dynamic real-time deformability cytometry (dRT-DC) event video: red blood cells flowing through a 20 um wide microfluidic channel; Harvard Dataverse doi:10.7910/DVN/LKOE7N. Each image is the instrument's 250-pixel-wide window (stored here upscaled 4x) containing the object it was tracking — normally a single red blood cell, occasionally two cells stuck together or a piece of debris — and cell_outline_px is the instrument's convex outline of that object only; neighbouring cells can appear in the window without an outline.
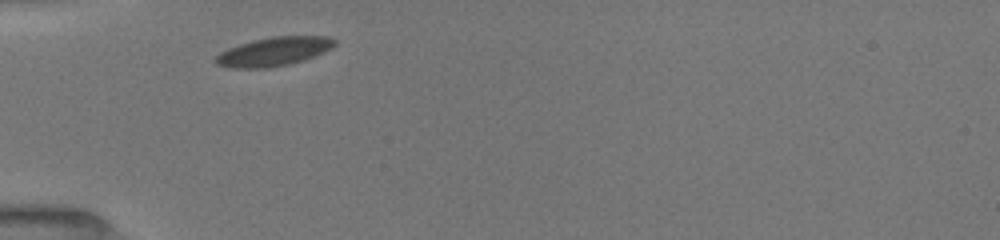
{"species": "common noctule bat (a hibernating species)", "species_latin": "Nyctalus noctula", "temperature_condition": "room temperature", "stored_images_in_passage": 2, "camera_frame_rate_fps": 3000, "um_per_image_px": 0.085, "animal": {"sex": "female", "body_mass_g": 19.5, "forearm_length_mm": 54.1}, "frame": {"image": 1, "passage_image": 1, "time_ms": 0.0, "image_size_px": [1000, 240], "cell_outline_px": [[336, 44], [332, 48], [324, 52], [304, 60], [288, 64], [268, 68], [232, 68], [216, 64], [216, 56], [220, 52], [228, 48], [252, 40], [272, 36], [328, 36], [336, 40]], "centroid_in_image_um": [23.29, 4.37], "position_along_channel_um": 61.7, "area_um2": 20.0}}
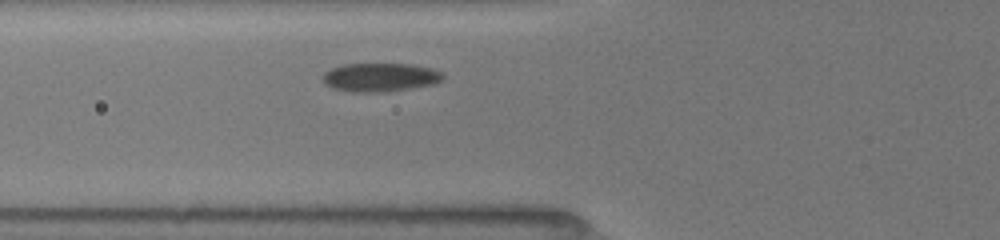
{"frame": {"image": 2, "passage_image": 2, "time_ms": 1.0, "image_size_px": [1000, 240], "cell_outline_px": [[444, 80], [436, 84], [388, 92], [352, 92], [332, 88], [320, 76], [324, 72], [332, 68], [344, 64], [412, 64], [432, 68], [444, 72]], "centroid_in_image_um": [32.38, 6.57], "position_along_channel_um": 93.4, "area_um2": 20.35}}